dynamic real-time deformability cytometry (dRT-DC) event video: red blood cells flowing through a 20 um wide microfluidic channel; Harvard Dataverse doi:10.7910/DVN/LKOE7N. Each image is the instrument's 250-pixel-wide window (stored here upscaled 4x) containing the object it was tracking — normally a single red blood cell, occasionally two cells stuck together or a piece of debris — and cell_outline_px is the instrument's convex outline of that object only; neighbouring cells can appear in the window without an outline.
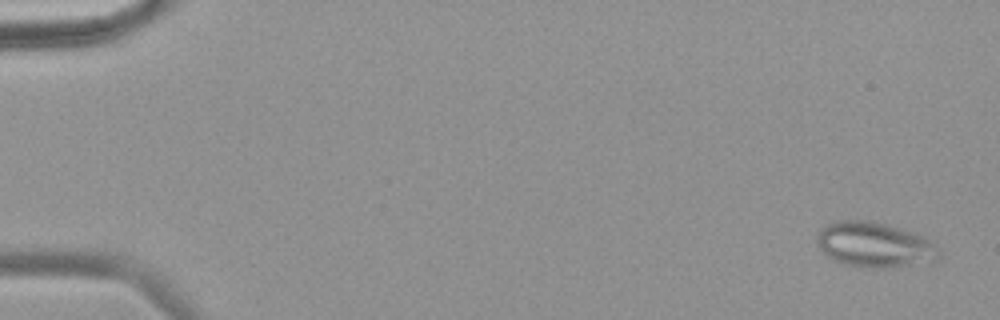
{"species": "common noctule bat (a hibernating species)", "species_latin": "Nyctalus noctula", "temperature_condition": "warm", "stored_images_in_passage": 57, "camera_frame_rate_fps": 3000, "um_per_image_px": 0.085, "animal": {"sex": "female", "body_mass_g": 18.4}, "frame": {"image": 1, "passage_image": 2, "time_ms": 0.333, "image_size_px": [1000, 320], "cell_outline_px": [[940, 256], [936, 260], [892, 268], [868, 268], [840, 264], [828, 256], [816, 244], [816, 232], [820, 228], [832, 220], [872, 220], [888, 224], [936, 240], [940, 248]], "centroid_in_image_um": [74.34, 20.79], "position_along_channel_um": 10.7, "area_um2": 33.06}}
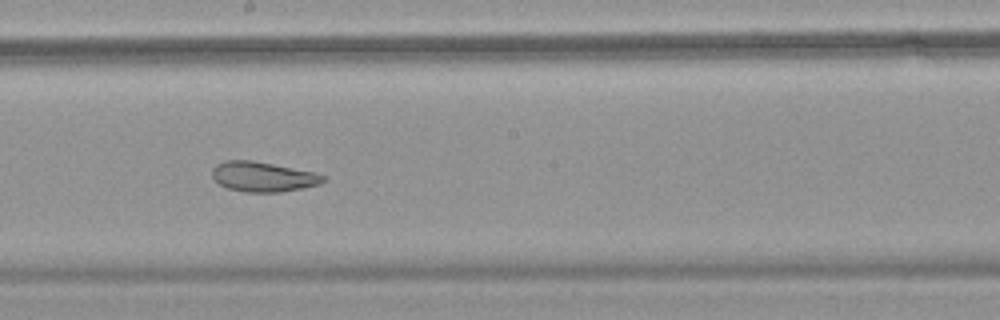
{"frame": {"image": 2, "passage_image": 33, "time_ms": 10.667, "image_size_px": [1000, 320], "cell_outline_px": [[324, 180], [320, 184], [280, 192], [244, 192], [228, 188], [220, 184], [212, 176], [212, 168], [216, 164], [224, 160], [252, 160], [316, 172], [324, 176]], "centroid_in_image_um": [22.33, 15.01], "position_along_channel_um": 225.9, "area_um2": 19.31}}
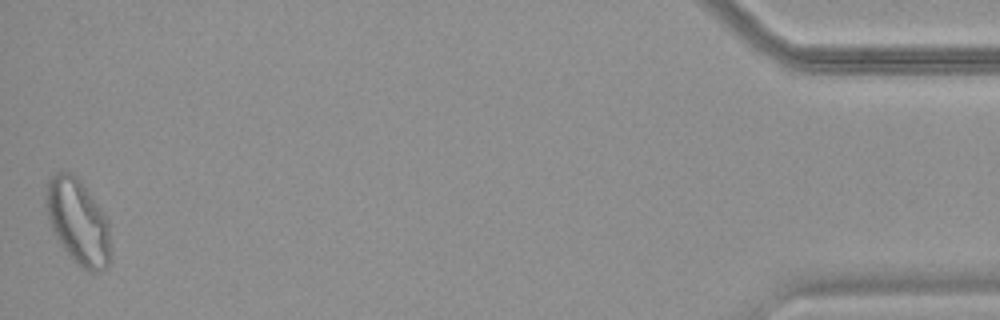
{"frame": {"image": 3, "passage_image": 57, "time_ms": 18.667, "image_size_px": [1000, 320], "cell_outline_px": [[112, 260], [104, 268], [96, 272], [88, 272], [76, 264], [60, 244], [48, 220], [44, 204], [48, 180], [56, 172], [68, 172], [76, 176], [80, 180], [108, 220], [112, 252]], "centroid_in_image_um": [6.64, 18.89], "position_along_channel_um": 428.6, "area_um2": 32.31}, "authors_computed_cell_mechanics": {"area_um2": 26.7036, "velocity_mm_per_s": 3.5743, "shape_relaxation_time_tau1_ms": null, "shape_relaxation_time_tau2_ms": 2.3139, "deformation_change_tau1": null, "deformation_change_tau2": 0.0916}}